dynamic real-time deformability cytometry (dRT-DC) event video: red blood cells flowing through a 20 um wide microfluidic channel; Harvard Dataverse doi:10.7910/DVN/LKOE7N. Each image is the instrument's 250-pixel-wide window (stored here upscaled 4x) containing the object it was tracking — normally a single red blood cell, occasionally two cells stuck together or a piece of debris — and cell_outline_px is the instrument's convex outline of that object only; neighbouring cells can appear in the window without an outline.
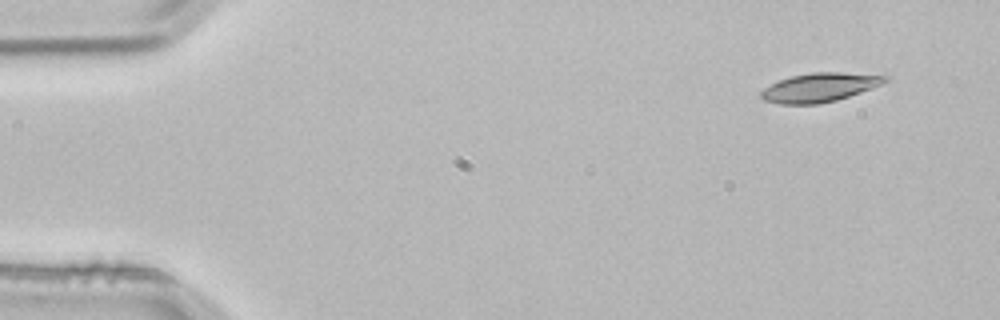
{"species": "common noctule bat (a hibernating species)", "species_latin": "Nyctalus noctula", "temperature_condition": "room temperature", "stored_images_in_passage": 3, "camera_frame_rate_fps": 3000, "um_per_image_px": 0.085, "animal": {"sex": "male", "body_mass_g": 21.5, "forearm_length_mm": 52.0}, "frame": {"image": 1, "passage_image": 1, "time_ms": 0.0, "image_size_px": [1000, 320], "cell_outline_px": [[892, 80], [872, 88], [836, 100], [820, 104], [780, 104], [764, 100], [760, 96], [760, 92], [764, 88], [780, 80], [792, 76], [812, 72], [840, 72], [888, 76]], "centroid_in_image_um": [69.69, 7.43], "position_along_channel_um": 15.3, "area_um2": 20.81}}
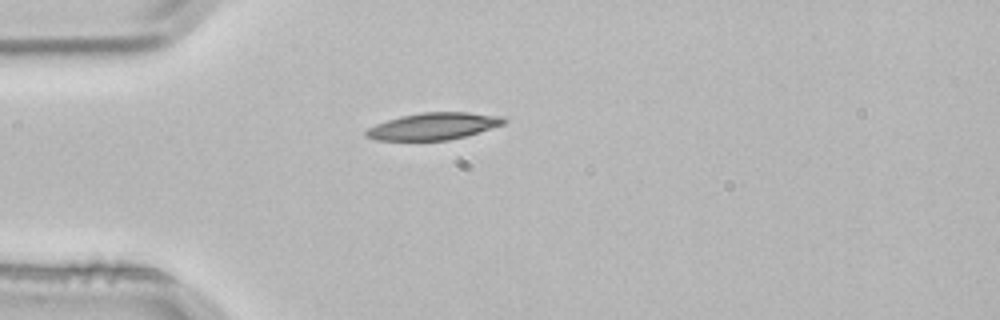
{"frame": {"image": 2, "passage_image": 3, "time_ms": 0.667, "image_size_px": [1000, 320], "cell_outline_px": [[508, 120], [504, 124], [464, 136], [448, 140], [376, 140], [364, 136], [364, 132], [368, 128], [376, 124], [400, 116], [420, 112], [468, 112], [500, 116]], "centroid_in_image_um": [36.81, 10.72], "position_along_channel_um": 48.2, "area_um2": 21.5}}